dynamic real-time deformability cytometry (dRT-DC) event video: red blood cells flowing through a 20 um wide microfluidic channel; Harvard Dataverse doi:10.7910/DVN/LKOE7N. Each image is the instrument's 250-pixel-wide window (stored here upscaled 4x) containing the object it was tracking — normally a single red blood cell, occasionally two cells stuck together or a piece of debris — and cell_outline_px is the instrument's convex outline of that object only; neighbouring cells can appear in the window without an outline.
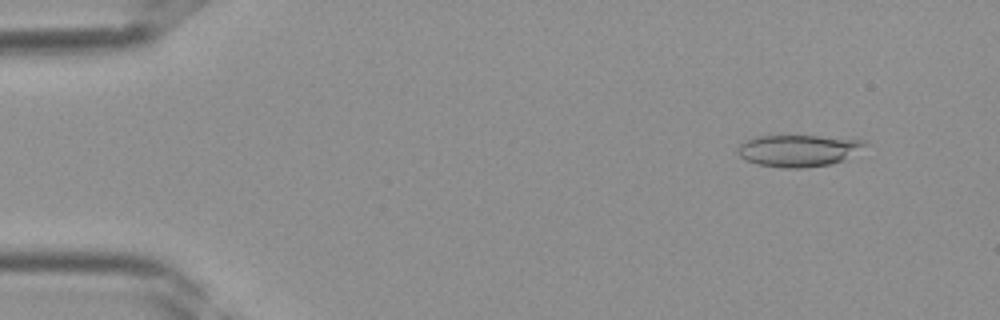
{"species": "Egyptian fruit bat (a non-hibernating species)", "species_latin": "Rousettus aegyptiacus", "temperature_condition": "room temperature", "stored_images_in_passage": 39, "camera_frame_rate_fps": 3000, "um_per_image_px": 0.085, "frame": {"image": 1, "passage_image": 4, "time_ms": 1.0, "image_size_px": [1000, 320], "cell_outline_px": [[868, 144], [844, 160], [828, 164], [804, 168], [784, 168], [756, 164], [744, 160], [736, 152], [736, 148], [744, 140], [756, 136], [820, 136], [868, 140]], "centroid_in_image_um": [67.82, 12.79], "position_along_channel_um": 17.2, "area_um2": 23.76}}
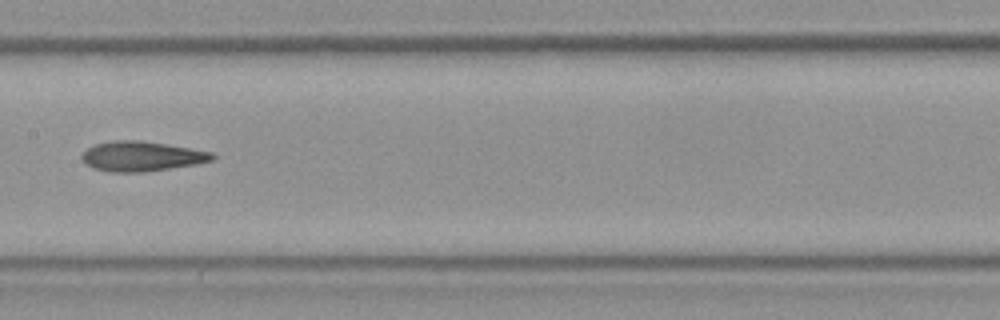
{"frame": {"image": 2, "passage_image": 20, "time_ms": 6.333, "image_size_px": [1000, 320], "cell_outline_px": [[216, 156], [212, 160], [196, 164], [144, 172], [108, 172], [92, 168], [80, 160], [80, 156], [88, 148], [96, 144], [112, 140], [140, 140], [212, 152]], "centroid_in_image_um": [11.98, 13.29], "position_along_channel_um": 195.4, "area_um2": 22.66}}
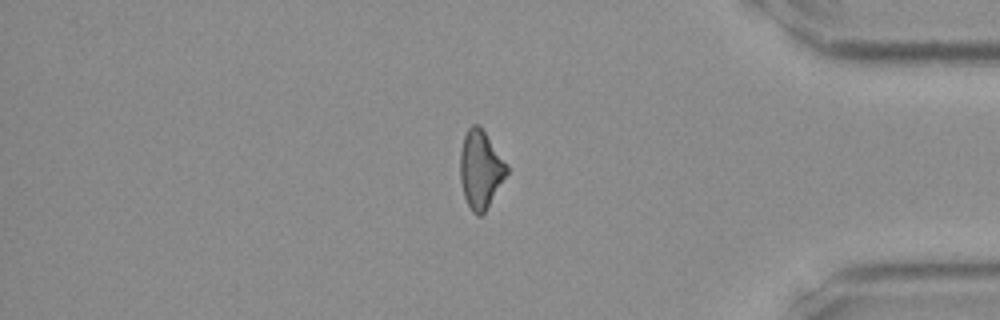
{"frame": {"image": 3, "passage_image": 33, "time_ms": 10.667, "image_size_px": [1000, 320], "cell_outline_px": [[508, 172], [484, 212], [480, 216], [476, 216], [472, 212], [464, 196], [460, 180], [460, 152], [464, 136], [468, 128], [472, 124], [480, 124], [508, 164]], "centroid_in_image_um": [40.84, 14.36], "position_along_channel_um": 394.4, "area_um2": 21.21}}